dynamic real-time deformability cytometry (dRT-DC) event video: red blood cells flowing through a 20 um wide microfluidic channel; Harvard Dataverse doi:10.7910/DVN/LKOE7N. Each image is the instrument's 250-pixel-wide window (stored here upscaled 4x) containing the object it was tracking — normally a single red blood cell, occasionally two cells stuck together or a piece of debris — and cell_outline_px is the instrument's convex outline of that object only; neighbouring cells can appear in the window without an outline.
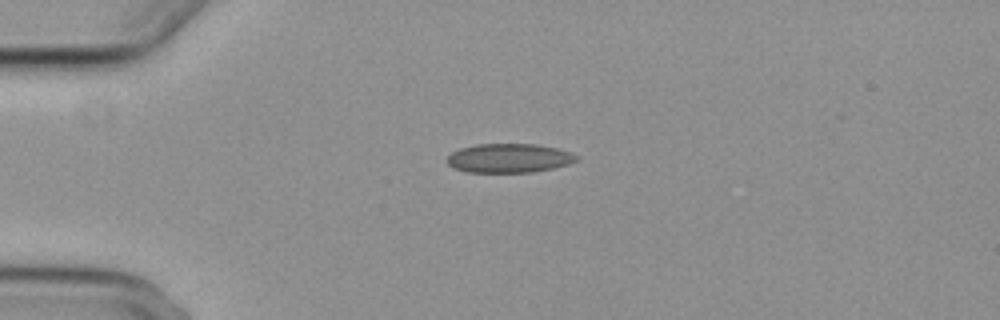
{"species": "common noctule bat (a hibernating species)", "species_latin": "Nyctalus noctula", "temperature_condition": "cold", "stored_images_in_passage": 3, "camera_frame_rate_fps": 3000, "um_per_image_px": 0.085, "animal": {"sex": "female", "body_mass_g": 29.2, "forearm_length_mm": 56.3}, "frame": {"image": 1, "passage_image": 3, "time_ms": 4.333, "image_size_px": [1000, 320], "cell_outline_px": [[580, 160], [568, 164], [552, 168], [532, 172], [468, 172], [452, 168], [448, 164], [448, 156], [452, 152], [460, 148], [476, 144], [536, 144], [556, 148], [572, 152], [580, 156]], "centroid_in_image_um": [43.3, 13.44], "position_along_channel_um": 41.7, "area_um2": 22.02}}